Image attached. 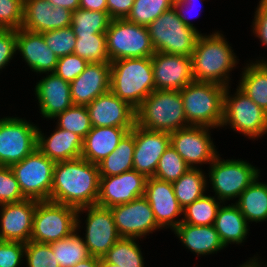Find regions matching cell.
I'll list each match as a JSON object with an SVG mask.
<instances>
[{
	"instance_id": "74e56055",
	"label": "cell",
	"mask_w": 267,
	"mask_h": 267,
	"mask_svg": "<svg viewBox=\"0 0 267 267\" xmlns=\"http://www.w3.org/2000/svg\"><path fill=\"white\" fill-rule=\"evenodd\" d=\"M73 53L89 63L110 62L105 33L76 35V45Z\"/></svg>"
},
{
	"instance_id": "9a60e30c",
	"label": "cell",
	"mask_w": 267,
	"mask_h": 267,
	"mask_svg": "<svg viewBox=\"0 0 267 267\" xmlns=\"http://www.w3.org/2000/svg\"><path fill=\"white\" fill-rule=\"evenodd\" d=\"M110 209L121 238L140 239L162 229L157 224L152 208L144 196Z\"/></svg>"
},
{
	"instance_id": "11a10c76",
	"label": "cell",
	"mask_w": 267,
	"mask_h": 267,
	"mask_svg": "<svg viewBox=\"0 0 267 267\" xmlns=\"http://www.w3.org/2000/svg\"><path fill=\"white\" fill-rule=\"evenodd\" d=\"M73 267H100V258L90 256L87 259L78 262Z\"/></svg>"
},
{
	"instance_id": "52a82bcc",
	"label": "cell",
	"mask_w": 267,
	"mask_h": 267,
	"mask_svg": "<svg viewBox=\"0 0 267 267\" xmlns=\"http://www.w3.org/2000/svg\"><path fill=\"white\" fill-rule=\"evenodd\" d=\"M208 175L215 197L225 205L226 200H235L257 178L260 170L241 159L222 160L219 156L209 164Z\"/></svg>"
},
{
	"instance_id": "5b68a950",
	"label": "cell",
	"mask_w": 267,
	"mask_h": 267,
	"mask_svg": "<svg viewBox=\"0 0 267 267\" xmlns=\"http://www.w3.org/2000/svg\"><path fill=\"white\" fill-rule=\"evenodd\" d=\"M225 86L195 81L180 90L187 123L192 126L221 127Z\"/></svg>"
},
{
	"instance_id": "9f6ffc18",
	"label": "cell",
	"mask_w": 267,
	"mask_h": 267,
	"mask_svg": "<svg viewBox=\"0 0 267 267\" xmlns=\"http://www.w3.org/2000/svg\"><path fill=\"white\" fill-rule=\"evenodd\" d=\"M264 262H260V260H258V257H252L250 258L249 261H246L244 264H242L241 266L239 267H262V264Z\"/></svg>"
},
{
	"instance_id": "1f68e13d",
	"label": "cell",
	"mask_w": 267,
	"mask_h": 267,
	"mask_svg": "<svg viewBox=\"0 0 267 267\" xmlns=\"http://www.w3.org/2000/svg\"><path fill=\"white\" fill-rule=\"evenodd\" d=\"M257 177L234 203L249 222L267 220V183L259 182Z\"/></svg>"
},
{
	"instance_id": "b9f144b4",
	"label": "cell",
	"mask_w": 267,
	"mask_h": 267,
	"mask_svg": "<svg viewBox=\"0 0 267 267\" xmlns=\"http://www.w3.org/2000/svg\"><path fill=\"white\" fill-rule=\"evenodd\" d=\"M46 45L59 58L73 54L76 35L71 26L41 33Z\"/></svg>"
},
{
	"instance_id": "277c9868",
	"label": "cell",
	"mask_w": 267,
	"mask_h": 267,
	"mask_svg": "<svg viewBox=\"0 0 267 267\" xmlns=\"http://www.w3.org/2000/svg\"><path fill=\"white\" fill-rule=\"evenodd\" d=\"M136 125L168 133L190 126L185 117L180 91L154 90L136 108Z\"/></svg>"
},
{
	"instance_id": "2e32d148",
	"label": "cell",
	"mask_w": 267,
	"mask_h": 267,
	"mask_svg": "<svg viewBox=\"0 0 267 267\" xmlns=\"http://www.w3.org/2000/svg\"><path fill=\"white\" fill-rule=\"evenodd\" d=\"M147 178L132 169L116 176L100 177L96 204L111 208L135 200L145 194Z\"/></svg>"
},
{
	"instance_id": "836d02e7",
	"label": "cell",
	"mask_w": 267,
	"mask_h": 267,
	"mask_svg": "<svg viewBox=\"0 0 267 267\" xmlns=\"http://www.w3.org/2000/svg\"><path fill=\"white\" fill-rule=\"evenodd\" d=\"M50 245L60 267H73L78 262L90 257L84 239L77 230L70 236L52 242Z\"/></svg>"
},
{
	"instance_id": "7402d4cb",
	"label": "cell",
	"mask_w": 267,
	"mask_h": 267,
	"mask_svg": "<svg viewBox=\"0 0 267 267\" xmlns=\"http://www.w3.org/2000/svg\"><path fill=\"white\" fill-rule=\"evenodd\" d=\"M72 11L48 0H24L22 28L35 33L71 26Z\"/></svg>"
},
{
	"instance_id": "60d3db41",
	"label": "cell",
	"mask_w": 267,
	"mask_h": 267,
	"mask_svg": "<svg viewBox=\"0 0 267 267\" xmlns=\"http://www.w3.org/2000/svg\"><path fill=\"white\" fill-rule=\"evenodd\" d=\"M191 168L170 144L158 161L154 177L173 183Z\"/></svg>"
},
{
	"instance_id": "44dd1931",
	"label": "cell",
	"mask_w": 267,
	"mask_h": 267,
	"mask_svg": "<svg viewBox=\"0 0 267 267\" xmlns=\"http://www.w3.org/2000/svg\"><path fill=\"white\" fill-rule=\"evenodd\" d=\"M36 205L34 199L0 205V240L29 242Z\"/></svg>"
},
{
	"instance_id": "ffe728a7",
	"label": "cell",
	"mask_w": 267,
	"mask_h": 267,
	"mask_svg": "<svg viewBox=\"0 0 267 267\" xmlns=\"http://www.w3.org/2000/svg\"><path fill=\"white\" fill-rule=\"evenodd\" d=\"M144 197L152 208L157 224L173 231L181 222L183 208L175 197L173 184L155 177L147 178ZM178 218V219H176Z\"/></svg>"
},
{
	"instance_id": "603a6c76",
	"label": "cell",
	"mask_w": 267,
	"mask_h": 267,
	"mask_svg": "<svg viewBox=\"0 0 267 267\" xmlns=\"http://www.w3.org/2000/svg\"><path fill=\"white\" fill-rule=\"evenodd\" d=\"M111 62L89 63L85 70L70 82L73 105H88L98 96L110 91Z\"/></svg>"
},
{
	"instance_id": "4dcf8cb0",
	"label": "cell",
	"mask_w": 267,
	"mask_h": 267,
	"mask_svg": "<svg viewBox=\"0 0 267 267\" xmlns=\"http://www.w3.org/2000/svg\"><path fill=\"white\" fill-rule=\"evenodd\" d=\"M134 127L119 141L117 148L97 164L100 177L116 176L133 169Z\"/></svg>"
},
{
	"instance_id": "681fc988",
	"label": "cell",
	"mask_w": 267,
	"mask_h": 267,
	"mask_svg": "<svg viewBox=\"0 0 267 267\" xmlns=\"http://www.w3.org/2000/svg\"><path fill=\"white\" fill-rule=\"evenodd\" d=\"M253 33L267 47V1L260 0L252 22Z\"/></svg>"
},
{
	"instance_id": "7a4b0ae2",
	"label": "cell",
	"mask_w": 267,
	"mask_h": 267,
	"mask_svg": "<svg viewBox=\"0 0 267 267\" xmlns=\"http://www.w3.org/2000/svg\"><path fill=\"white\" fill-rule=\"evenodd\" d=\"M231 48L218 31L209 35L200 34L191 54L194 80L229 86L230 71L238 63Z\"/></svg>"
},
{
	"instance_id": "7dc6e473",
	"label": "cell",
	"mask_w": 267,
	"mask_h": 267,
	"mask_svg": "<svg viewBox=\"0 0 267 267\" xmlns=\"http://www.w3.org/2000/svg\"><path fill=\"white\" fill-rule=\"evenodd\" d=\"M25 256V243L0 240V267H19Z\"/></svg>"
},
{
	"instance_id": "484cf974",
	"label": "cell",
	"mask_w": 267,
	"mask_h": 267,
	"mask_svg": "<svg viewBox=\"0 0 267 267\" xmlns=\"http://www.w3.org/2000/svg\"><path fill=\"white\" fill-rule=\"evenodd\" d=\"M40 130L38 128L37 148L49 159L59 162L81 157L83 139L77 134L56 126L46 137Z\"/></svg>"
},
{
	"instance_id": "3957f363",
	"label": "cell",
	"mask_w": 267,
	"mask_h": 267,
	"mask_svg": "<svg viewBox=\"0 0 267 267\" xmlns=\"http://www.w3.org/2000/svg\"><path fill=\"white\" fill-rule=\"evenodd\" d=\"M155 90L151 57L111 62L110 91L137 108Z\"/></svg>"
},
{
	"instance_id": "ee69618b",
	"label": "cell",
	"mask_w": 267,
	"mask_h": 267,
	"mask_svg": "<svg viewBox=\"0 0 267 267\" xmlns=\"http://www.w3.org/2000/svg\"><path fill=\"white\" fill-rule=\"evenodd\" d=\"M23 8L24 0H0V29L22 28Z\"/></svg>"
},
{
	"instance_id": "6da1fadb",
	"label": "cell",
	"mask_w": 267,
	"mask_h": 267,
	"mask_svg": "<svg viewBox=\"0 0 267 267\" xmlns=\"http://www.w3.org/2000/svg\"><path fill=\"white\" fill-rule=\"evenodd\" d=\"M98 166L82 157L55 163L50 201L75 208L95 205L99 195Z\"/></svg>"
},
{
	"instance_id": "4316f807",
	"label": "cell",
	"mask_w": 267,
	"mask_h": 267,
	"mask_svg": "<svg viewBox=\"0 0 267 267\" xmlns=\"http://www.w3.org/2000/svg\"><path fill=\"white\" fill-rule=\"evenodd\" d=\"M173 232L185 248L197 256L216 254L225 248L213 225L195 226L181 222Z\"/></svg>"
},
{
	"instance_id": "ab89813d",
	"label": "cell",
	"mask_w": 267,
	"mask_h": 267,
	"mask_svg": "<svg viewBox=\"0 0 267 267\" xmlns=\"http://www.w3.org/2000/svg\"><path fill=\"white\" fill-rule=\"evenodd\" d=\"M57 120V127L73 132L82 139L90 132L92 125L88 110L84 105H72L53 119Z\"/></svg>"
},
{
	"instance_id": "f546056e",
	"label": "cell",
	"mask_w": 267,
	"mask_h": 267,
	"mask_svg": "<svg viewBox=\"0 0 267 267\" xmlns=\"http://www.w3.org/2000/svg\"><path fill=\"white\" fill-rule=\"evenodd\" d=\"M241 75L238 87L267 113V61L247 63Z\"/></svg>"
},
{
	"instance_id": "d590c367",
	"label": "cell",
	"mask_w": 267,
	"mask_h": 267,
	"mask_svg": "<svg viewBox=\"0 0 267 267\" xmlns=\"http://www.w3.org/2000/svg\"><path fill=\"white\" fill-rule=\"evenodd\" d=\"M111 17L107 11L76 9L72 12L71 27L75 35L106 33Z\"/></svg>"
},
{
	"instance_id": "f1b7e54d",
	"label": "cell",
	"mask_w": 267,
	"mask_h": 267,
	"mask_svg": "<svg viewBox=\"0 0 267 267\" xmlns=\"http://www.w3.org/2000/svg\"><path fill=\"white\" fill-rule=\"evenodd\" d=\"M246 218L235 204L219 207L214 228L218 232L224 246L240 244L246 240L249 226Z\"/></svg>"
},
{
	"instance_id": "6f0895ef",
	"label": "cell",
	"mask_w": 267,
	"mask_h": 267,
	"mask_svg": "<svg viewBox=\"0 0 267 267\" xmlns=\"http://www.w3.org/2000/svg\"><path fill=\"white\" fill-rule=\"evenodd\" d=\"M100 267H120V266L113 263H108L103 258H100Z\"/></svg>"
},
{
	"instance_id": "5bb4252c",
	"label": "cell",
	"mask_w": 267,
	"mask_h": 267,
	"mask_svg": "<svg viewBox=\"0 0 267 267\" xmlns=\"http://www.w3.org/2000/svg\"><path fill=\"white\" fill-rule=\"evenodd\" d=\"M207 126H188L170 133V144L191 167L211 163L218 155Z\"/></svg>"
},
{
	"instance_id": "8d00e7d4",
	"label": "cell",
	"mask_w": 267,
	"mask_h": 267,
	"mask_svg": "<svg viewBox=\"0 0 267 267\" xmlns=\"http://www.w3.org/2000/svg\"><path fill=\"white\" fill-rule=\"evenodd\" d=\"M215 196H207L197 199L193 203L189 204L183 208L184 216L182 218V223L191 224L195 226H209L213 225L216 219V215L219 207L221 206V201Z\"/></svg>"
},
{
	"instance_id": "816d5d0a",
	"label": "cell",
	"mask_w": 267,
	"mask_h": 267,
	"mask_svg": "<svg viewBox=\"0 0 267 267\" xmlns=\"http://www.w3.org/2000/svg\"><path fill=\"white\" fill-rule=\"evenodd\" d=\"M198 1V2H197ZM204 0H179V1H176V2H173V7L174 9L176 10L177 14H178V17L185 23L186 26L188 27H192L194 28L198 33L199 31L197 30V28L195 26H193V24L190 22L189 20V15L187 16L186 13L189 12L192 8V6H195L196 3H201L203 2ZM195 3V4H193ZM193 4V5H192ZM202 5V4H200ZM199 5V6H200ZM195 8V7H194ZM185 10L187 11L185 13ZM189 10V11H188ZM199 15V14H197ZM196 15V16H197ZM188 17V18H187ZM192 18V17H191Z\"/></svg>"
},
{
	"instance_id": "f35d334b",
	"label": "cell",
	"mask_w": 267,
	"mask_h": 267,
	"mask_svg": "<svg viewBox=\"0 0 267 267\" xmlns=\"http://www.w3.org/2000/svg\"><path fill=\"white\" fill-rule=\"evenodd\" d=\"M172 7V0H134L133 7L126 20L147 27Z\"/></svg>"
},
{
	"instance_id": "d6a6232c",
	"label": "cell",
	"mask_w": 267,
	"mask_h": 267,
	"mask_svg": "<svg viewBox=\"0 0 267 267\" xmlns=\"http://www.w3.org/2000/svg\"><path fill=\"white\" fill-rule=\"evenodd\" d=\"M200 168H189L177 181L173 182L175 197L182 208L203 197L207 189L206 179ZM206 176V177H205Z\"/></svg>"
},
{
	"instance_id": "d4e9b609",
	"label": "cell",
	"mask_w": 267,
	"mask_h": 267,
	"mask_svg": "<svg viewBox=\"0 0 267 267\" xmlns=\"http://www.w3.org/2000/svg\"><path fill=\"white\" fill-rule=\"evenodd\" d=\"M16 49L32 71L38 74L54 72L58 57L46 45L41 33L23 28L16 30Z\"/></svg>"
},
{
	"instance_id": "4fadbf2b",
	"label": "cell",
	"mask_w": 267,
	"mask_h": 267,
	"mask_svg": "<svg viewBox=\"0 0 267 267\" xmlns=\"http://www.w3.org/2000/svg\"><path fill=\"white\" fill-rule=\"evenodd\" d=\"M81 212L82 214L83 212L87 213L85 220L86 233L83 239L88 252L90 256L102 258L121 238L117 232L112 211L110 208L97 204L78 208L76 217L77 231L81 228V220L79 218Z\"/></svg>"
},
{
	"instance_id": "cb8c5ba5",
	"label": "cell",
	"mask_w": 267,
	"mask_h": 267,
	"mask_svg": "<svg viewBox=\"0 0 267 267\" xmlns=\"http://www.w3.org/2000/svg\"><path fill=\"white\" fill-rule=\"evenodd\" d=\"M45 74L46 77H42L36 83L34 91L42 116L53 119L73 105L70 82L63 80L54 72Z\"/></svg>"
},
{
	"instance_id": "83f0119b",
	"label": "cell",
	"mask_w": 267,
	"mask_h": 267,
	"mask_svg": "<svg viewBox=\"0 0 267 267\" xmlns=\"http://www.w3.org/2000/svg\"><path fill=\"white\" fill-rule=\"evenodd\" d=\"M132 128L92 127L83 139L81 157L98 164L114 151L122 137Z\"/></svg>"
},
{
	"instance_id": "7c38bea8",
	"label": "cell",
	"mask_w": 267,
	"mask_h": 267,
	"mask_svg": "<svg viewBox=\"0 0 267 267\" xmlns=\"http://www.w3.org/2000/svg\"><path fill=\"white\" fill-rule=\"evenodd\" d=\"M38 126L19 117L0 118V166L10 167L37 149Z\"/></svg>"
},
{
	"instance_id": "ac0fdd59",
	"label": "cell",
	"mask_w": 267,
	"mask_h": 267,
	"mask_svg": "<svg viewBox=\"0 0 267 267\" xmlns=\"http://www.w3.org/2000/svg\"><path fill=\"white\" fill-rule=\"evenodd\" d=\"M92 127L133 128L136 109L111 91L98 96L86 105Z\"/></svg>"
},
{
	"instance_id": "e0dca14e",
	"label": "cell",
	"mask_w": 267,
	"mask_h": 267,
	"mask_svg": "<svg viewBox=\"0 0 267 267\" xmlns=\"http://www.w3.org/2000/svg\"><path fill=\"white\" fill-rule=\"evenodd\" d=\"M151 63L155 90L180 91L194 80L189 56L155 52Z\"/></svg>"
},
{
	"instance_id": "bcb514c9",
	"label": "cell",
	"mask_w": 267,
	"mask_h": 267,
	"mask_svg": "<svg viewBox=\"0 0 267 267\" xmlns=\"http://www.w3.org/2000/svg\"><path fill=\"white\" fill-rule=\"evenodd\" d=\"M89 62L76 54H69L58 58L54 70L60 78L67 82L74 81L86 68Z\"/></svg>"
},
{
	"instance_id": "db71d44e",
	"label": "cell",
	"mask_w": 267,
	"mask_h": 267,
	"mask_svg": "<svg viewBox=\"0 0 267 267\" xmlns=\"http://www.w3.org/2000/svg\"><path fill=\"white\" fill-rule=\"evenodd\" d=\"M53 6H59L70 11L79 9V0H48Z\"/></svg>"
},
{
	"instance_id": "e575fe53",
	"label": "cell",
	"mask_w": 267,
	"mask_h": 267,
	"mask_svg": "<svg viewBox=\"0 0 267 267\" xmlns=\"http://www.w3.org/2000/svg\"><path fill=\"white\" fill-rule=\"evenodd\" d=\"M137 238H120L102 257L106 262L120 267H145Z\"/></svg>"
},
{
	"instance_id": "9c48e42d",
	"label": "cell",
	"mask_w": 267,
	"mask_h": 267,
	"mask_svg": "<svg viewBox=\"0 0 267 267\" xmlns=\"http://www.w3.org/2000/svg\"><path fill=\"white\" fill-rule=\"evenodd\" d=\"M105 34L110 62L125 58L152 57L155 53L145 26L126 19H114Z\"/></svg>"
},
{
	"instance_id": "c3c4849f",
	"label": "cell",
	"mask_w": 267,
	"mask_h": 267,
	"mask_svg": "<svg viewBox=\"0 0 267 267\" xmlns=\"http://www.w3.org/2000/svg\"><path fill=\"white\" fill-rule=\"evenodd\" d=\"M16 50V30L0 29V71L9 65Z\"/></svg>"
},
{
	"instance_id": "d6986e66",
	"label": "cell",
	"mask_w": 267,
	"mask_h": 267,
	"mask_svg": "<svg viewBox=\"0 0 267 267\" xmlns=\"http://www.w3.org/2000/svg\"><path fill=\"white\" fill-rule=\"evenodd\" d=\"M133 169L146 178L154 177L158 161L170 145V133L134 126Z\"/></svg>"
},
{
	"instance_id": "f6af8a7d",
	"label": "cell",
	"mask_w": 267,
	"mask_h": 267,
	"mask_svg": "<svg viewBox=\"0 0 267 267\" xmlns=\"http://www.w3.org/2000/svg\"><path fill=\"white\" fill-rule=\"evenodd\" d=\"M10 167L0 166V205L25 200Z\"/></svg>"
},
{
	"instance_id": "ba28073f",
	"label": "cell",
	"mask_w": 267,
	"mask_h": 267,
	"mask_svg": "<svg viewBox=\"0 0 267 267\" xmlns=\"http://www.w3.org/2000/svg\"><path fill=\"white\" fill-rule=\"evenodd\" d=\"M224 91L223 122L221 127L231 126L234 131L248 138H259L267 133V113L254 103L238 86L234 95Z\"/></svg>"
},
{
	"instance_id": "f907efd6",
	"label": "cell",
	"mask_w": 267,
	"mask_h": 267,
	"mask_svg": "<svg viewBox=\"0 0 267 267\" xmlns=\"http://www.w3.org/2000/svg\"><path fill=\"white\" fill-rule=\"evenodd\" d=\"M134 4V0H107V12L112 20L126 19Z\"/></svg>"
},
{
	"instance_id": "7bdbcfd3",
	"label": "cell",
	"mask_w": 267,
	"mask_h": 267,
	"mask_svg": "<svg viewBox=\"0 0 267 267\" xmlns=\"http://www.w3.org/2000/svg\"><path fill=\"white\" fill-rule=\"evenodd\" d=\"M24 258L28 267H60L51 245L47 243L27 242Z\"/></svg>"
},
{
	"instance_id": "30bf717a",
	"label": "cell",
	"mask_w": 267,
	"mask_h": 267,
	"mask_svg": "<svg viewBox=\"0 0 267 267\" xmlns=\"http://www.w3.org/2000/svg\"><path fill=\"white\" fill-rule=\"evenodd\" d=\"M77 208L52 201H37L30 241L56 242L76 230Z\"/></svg>"
},
{
	"instance_id": "f5cc1de1",
	"label": "cell",
	"mask_w": 267,
	"mask_h": 267,
	"mask_svg": "<svg viewBox=\"0 0 267 267\" xmlns=\"http://www.w3.org/2000/svg\"><path fill=\"white\" fill-rule=\"evenodd\" d=\"M79 8L93 11H107V0H79Z\"/></svg>"
},
{
	"instance_id": "8992f818",
	"label": "cell",
	"mask_w": 267,
	"mask_h": 267,
	"mask_svg": "<svg viewBox=\"0 0 267 267\" xmlns=\"http://www.w3.org/2000/svg\"><path fill=\"white\" fill-rule=\"evenodd\" d=\"M150 40L155 52L191 57L196 40L201 34L188 27L178 17L174 7L165 11L148 26Z\"/></svg>"
},
{
	"instance_id": "8fae6325",
	"label": "cell",
	"mask_w": 267,
	"mask_h": 267,
	"mask_svg": "<svg viewBox=\"0 0 267 267\" xmlns=\"http://www.w3.org/2000/svg\"><path fill=\"white\" fill-rule=\"evenodd\" d=\"M55 163L37 148L22 161L10 166L26 199L50 201Z\"/></svg>"
}]
</instances>
